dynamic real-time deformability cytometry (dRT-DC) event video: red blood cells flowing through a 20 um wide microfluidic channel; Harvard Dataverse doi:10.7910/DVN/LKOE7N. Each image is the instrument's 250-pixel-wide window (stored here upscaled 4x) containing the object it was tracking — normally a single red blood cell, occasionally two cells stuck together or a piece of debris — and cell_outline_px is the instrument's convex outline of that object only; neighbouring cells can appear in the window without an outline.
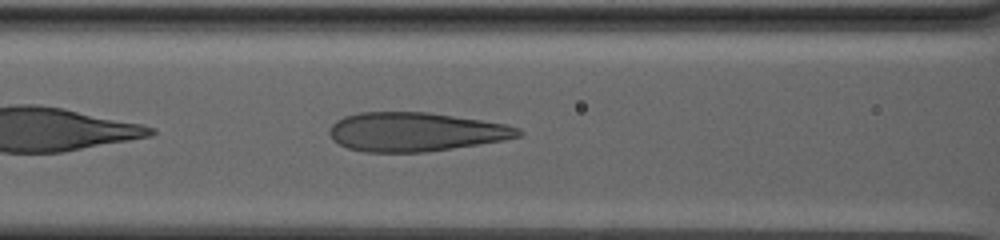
{"species": "human", "species_latin": "Homo sapiens", "temperature_condition": "warm", "stored_images_in_passage": 53, "camera_frame_rate_fps": 3000, "um_per_image_px": 0.085, "donor": {"sex": "male"}, "frame": {"image": 1, "passage_image": 9, "time_ms": 2.667, "image_size_px": [1000, 240], "cell_outline_px": [[524, 132], [520, 136], [504, 140], [428, 152], [364, 152], [348, 148], [332, 140], [328, 132], [328, 128], [336, 120], [344, 116], [360, 112], [428, 112], [508, 124], [520, 128]], "centroid_in_image_um": [35.31, 11.21], "position_along_channel_um": 131.3, "area_um2": 43.12}}
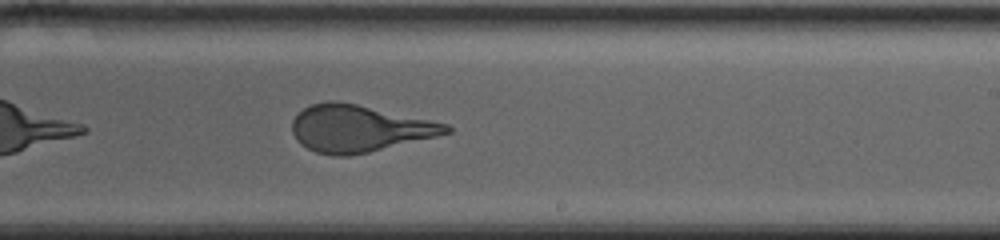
{"frame": {"image": 2, "passage_image": 24, "time_ms": 7.667, "image_size_px": [1000, 240], "cell_outline_px": [[452, 132], [436, 136], [368, 152], [348, 156], [332, 156], [316, 152], [300, 144], [296, 140], [292, 132], [292, 120], [304, 108], [312, 104], [332, 100], [336, 100], [356, 104], [448, 124], [452, 128]], "centroid_in_image_um": [30.48, 10.93], "position_along_channel_um": 258.5, "area_um2": 41.67}}
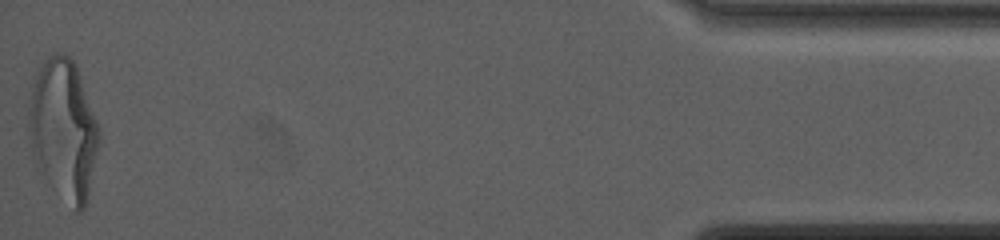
{"frame": {"image": 3, "passage_image": 53, "time_ms": 17.333, "image_size_px": [1000, 240], "cell_outline_px": [[100, 144], [84, 208], [80, 212], [76, 212], [44, 176], [36, 164], [32, 148], [28, 128], [28, 108], [32, 88], [36, 76], [44, 60], [52, 52], [64, 52], [76, 64], [100, 128]], "centroid_in_image_um": [5.41, 10.96], "position_along_channel_um": 429.8, "area_um2": 57.16}, "authors_computed_cell_mechanics": {"area_um2": 43.1766, "velocity_mm_per_s": 2.549, "shape_relaxation_time_tau1_ms": 10.8318, "shape_relaxation_time_tau2_ms": null, "deformation_change_tau1": 0.3008, "deformation_change_tau2": null}}